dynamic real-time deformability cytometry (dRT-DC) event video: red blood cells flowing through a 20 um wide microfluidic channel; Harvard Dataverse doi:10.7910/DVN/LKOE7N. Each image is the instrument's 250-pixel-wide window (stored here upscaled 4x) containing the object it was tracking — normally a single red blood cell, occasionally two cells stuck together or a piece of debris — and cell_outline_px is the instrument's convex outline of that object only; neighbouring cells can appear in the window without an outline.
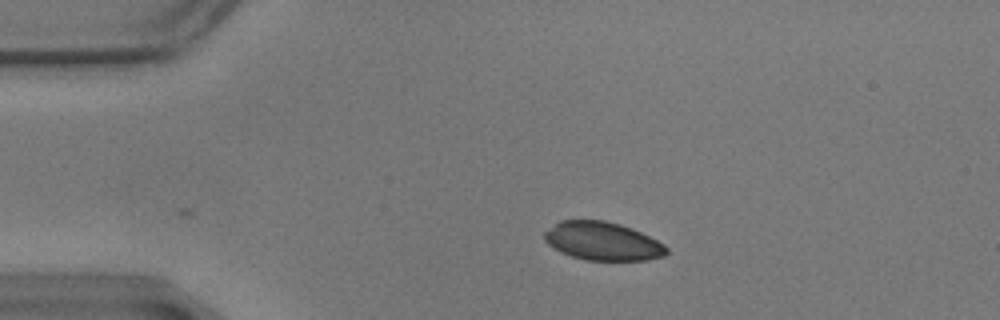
{"species": "common noctule bat (a hibernating species)", "species_latin": "Nyctalus noctula", "temperature_condition": "warm", "stored_images_in_passage": 36, "camera_frame_rate_fps": 3000, "um_per_image_px": 0.085, "animal": {"sex": "male", "body_mass_g": 17.9}, "frame": {"image": 1, "passage_image": 1, "time_ms": 0.0, "image_size_px": [1000, 320], "cell_outline_px": [[668, 252], [664, 256], [648, 260], [588, 260], [572, 256], [560, 252], [548, 244], [544, 240], [544, 232], [560, 220], [604, 220], [620, 224], [632, 228], [664, 244], [668, 248]], "centroid_in_image_um": [51.22, 20.5], "position_along_channel_um": 33.8, "area_um2": 27.22}}
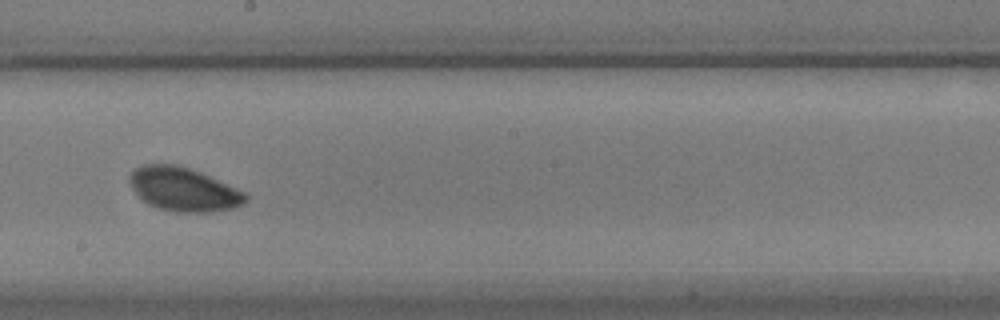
{"frame": {"image": 2, "passage_image": 22, "time_ms": 7.0, "image_size_px": [1000, 320], "cell_outline_px": [[248, 200], [244, 204], [232, 208], [208, 212], [176, 212], [156, 208], [148, 204], [136, 192], [128, 180], [128, 176], [136, 168], [144, 164], [176, 164], [200, 172], [236, 188], [244, 192], [248, 196]], "centroid_in_image_um": [15.6, 16.1], "position_along_channel_um": 232.6, "area_um2": 29.3}}
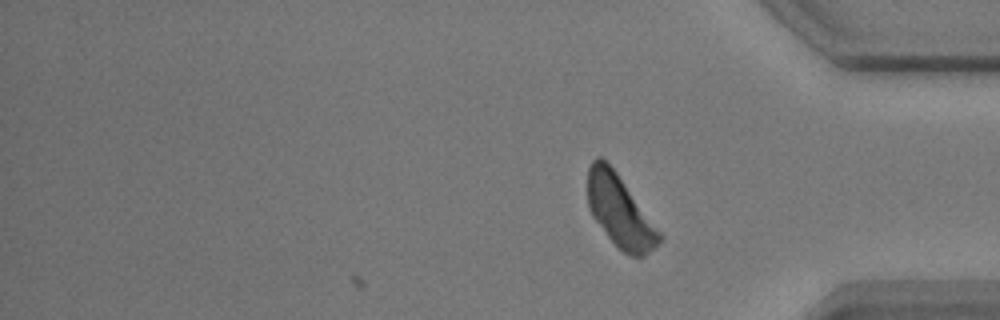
{"frame": {"image": 3, "passage_image": 36, "time_ms": 11.667, "image_size_px": [1000, 320], "cell_outline_px": [[664, 236], [656, 248], [644, 256], [628, 256], [608, 236], [592, 216], [588, 208], [588, 168], [592, 160], [596, 156], [600, 156], [616, 172]], "centroid_in_image_um": [52.7, 17.97], "position_along_channel_um": 382.5, "area_um2": 29.71}, "authors_computed_cell_mechanics": {"area_um2": 29.4202, "velocity_mm_per_s": 3.4508, "shape_relaxation_time_tau1_ms": 4.7048, "shape_relaxation_time_tau2_ms": null, "deformation_change_tau1": 0.1962, "deformation_change_tau2": null}}